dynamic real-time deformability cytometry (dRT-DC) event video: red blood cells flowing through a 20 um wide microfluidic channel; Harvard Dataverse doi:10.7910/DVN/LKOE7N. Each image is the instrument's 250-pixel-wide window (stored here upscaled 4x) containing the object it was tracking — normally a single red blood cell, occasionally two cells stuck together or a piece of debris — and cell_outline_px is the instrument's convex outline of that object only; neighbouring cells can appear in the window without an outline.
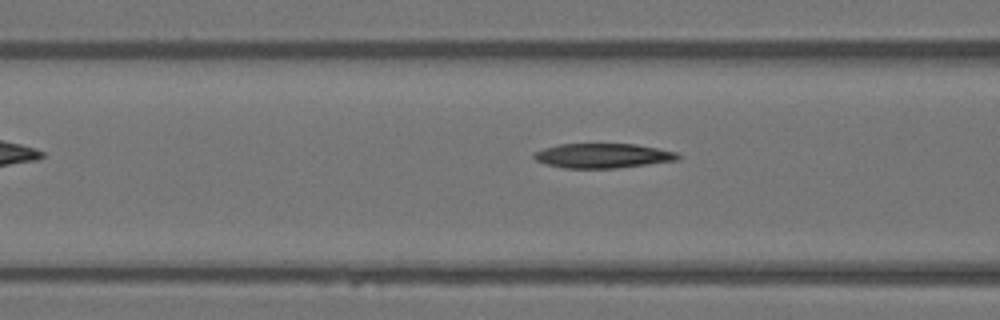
{"species": "Egyptian fruit bat (a non-hibernating species)", "species_latin": "Rousettus aegyptiacus", "temperature_condition": "warm", "stored_images_in_passage": 4, "camera_frame_rate_fps": 3000, "um_per_image_px": 0.085, "animal": {"sex": "female"}, "frame": {"image": 1, "passage_image": 3, "time_ms": 0.667, "image_size_px": [1000, 320], "cell_outline_px": [[680, 160], [616, 168], [564, 168], [544, 164], [536, 160], [532, 156], [536, 152], [544, 148], [560, 144], [636, 144], [676, 152], [680, 156]], "centroid_in_image_um": [51.23, 13.24], "position_along_channel_um": 115.4, "area_um2": 20.58}}
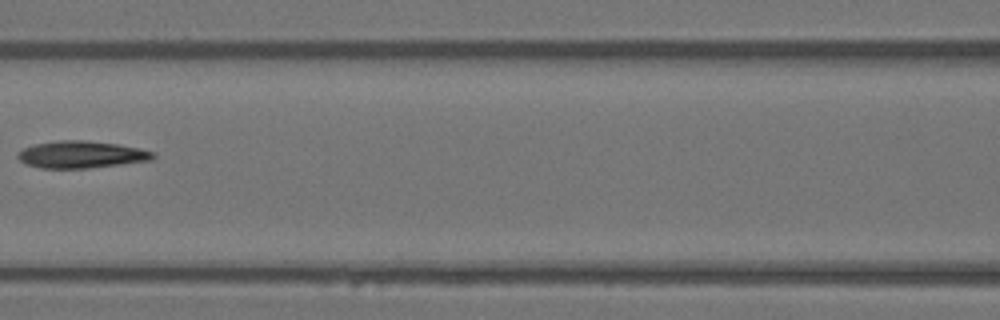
{"frame": {"image": 2, "passage_image": 4, "time_ms": 1.0, "image_size_px": [1000, 320], "cell_outline_px": [[156, 156], [152, 160], [88, 168], [40, 168], [28, 164], [20, 160], [16, 156], [24, 148], [36, 144], [60, 140], [84, 140], [116, 144], [140, 148], [156, 152]], "centroid_in_image_um": [6.96, 13.13], "position_along_channel_um": 159.6, "area_um2": 21.15}}